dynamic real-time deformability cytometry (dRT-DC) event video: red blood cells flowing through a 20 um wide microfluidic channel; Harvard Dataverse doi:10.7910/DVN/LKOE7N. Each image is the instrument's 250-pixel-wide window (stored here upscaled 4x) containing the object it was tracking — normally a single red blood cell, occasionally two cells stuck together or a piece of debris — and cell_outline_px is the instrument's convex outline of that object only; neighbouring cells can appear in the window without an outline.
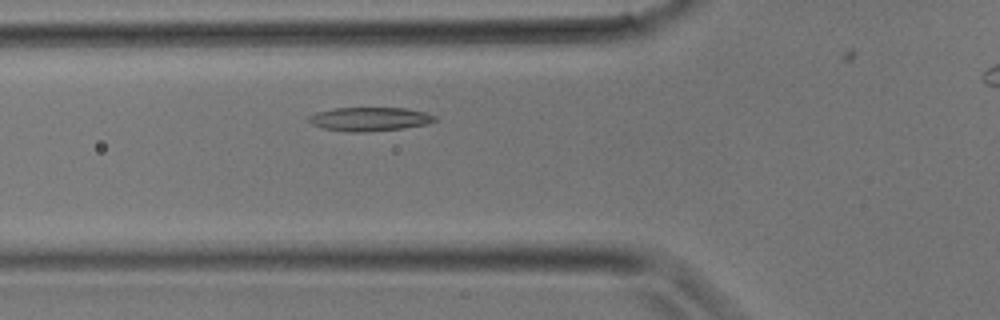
{"species": "common noctule bat (a hibernating species)", "species_latin": "Nyctalus noctula", "temperature_condition": "room temperature", "stored_images_in_passage": 25, "camera_frame_rate_fps": 3000, "um_per_image_px": 0.085, "animal": {"sex": "male", "body_mass_g": 17.9}, "frame": {"image": 1, "passage_image": 7, "time_ms": 2.0, "image_size_px": [1000, 320], "cell_outline_px": [[436, 120], [428, 124], [404, 128], [364, 132], [348, 132], [324, 128], [312, 124], [308, 120], [308, 116], [316, 112], [336, 108], [404, 108], [428, 112], [436, 116]], "centroid_in_image_um": [31.45, 10.12], "position_along_channel_um": 94.3, "area_um2": 17.51}}
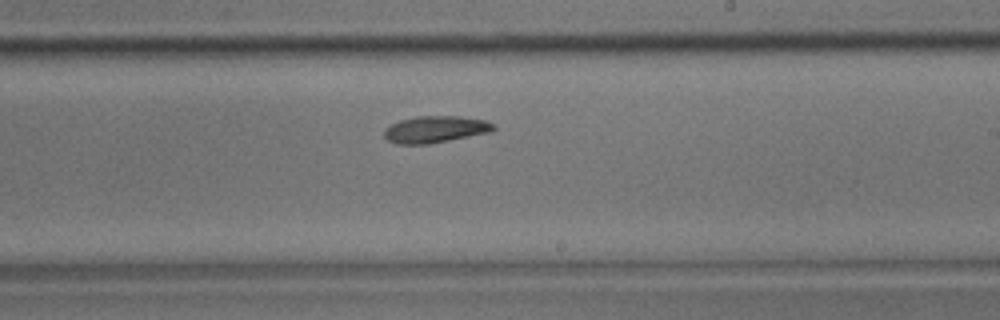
{"frame": {"image": 2, "passage_image": 15, "time_ms": 4.667, "image_size_px": [1000, 320], "cell_outline_px": [[496, 128], [492, 132], [428, 144], [396, 144], [388, 140], [384, 136], [384, 132], [392, 124], [400, 120], [416, 116], [460, 116], [484, 120], [492, 124]], "centroid_in_image_um": [37.01, 10.99], "position_along_channel_um": 252.0, "area_um2": 16.94}}
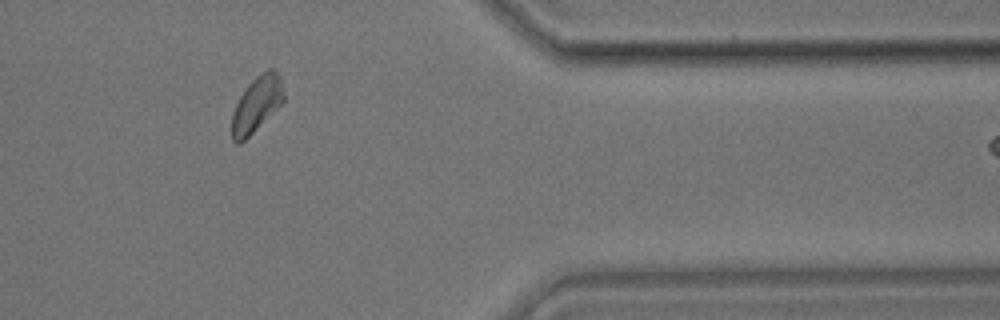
{"frame": {"image": 3, "passage_image": 23, "time_ms": 7.333, "image_size_px": [1000, 320], "cell_outline_px": [[284, 100], [240, 144], [236, 144], [232, 140], [232, 112], [244, 88], [260, 72], [268, 68], [272, 68], [280, 76], [284, 96]], "centroid_in_image_um": [21.79, 8.82], "position_along_channel_um": 389.6, "area_um2": 16.47}}